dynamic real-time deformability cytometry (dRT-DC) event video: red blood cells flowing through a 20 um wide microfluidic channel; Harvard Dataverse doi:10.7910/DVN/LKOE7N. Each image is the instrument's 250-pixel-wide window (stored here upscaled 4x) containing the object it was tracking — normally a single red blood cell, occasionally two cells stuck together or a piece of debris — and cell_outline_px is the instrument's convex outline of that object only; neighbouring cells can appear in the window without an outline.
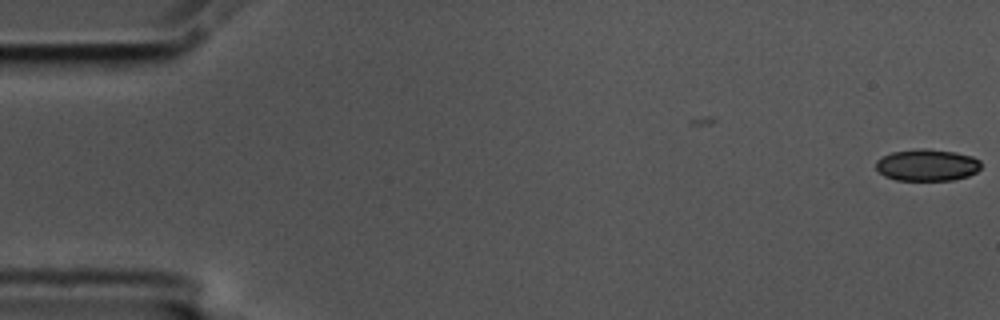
{"species": "common noctule bat (a hibernating species)", "species_latin": "Nyctalus noctula", "temperature_condition": "cold", "stored_images_in_passage": 5, "camera_frame_rate_fps": 3000, "um_per_image_px": 0.085, "animal": {"sex": "male", "body_mass_g": 17.5, "forearm_length_mm": 52.3}, "frame": {"image": 1, "passage_image": 5, "time_ms": 1.333, "image_size_px": [1000, 320], "cell_outline_px": [[980, 168], [976, 172], [968, 176], [952, 180], [896, 180], [884, 176], [876, 168], [876, 160], [892, 152], [920, 148], [924, 148], [956, 152], [972, 156], [980, 160]], "centroid_in_image_um": [78.8, 14.03], "position_along_channel_um": 6.2, "area_um2": 19.48}}